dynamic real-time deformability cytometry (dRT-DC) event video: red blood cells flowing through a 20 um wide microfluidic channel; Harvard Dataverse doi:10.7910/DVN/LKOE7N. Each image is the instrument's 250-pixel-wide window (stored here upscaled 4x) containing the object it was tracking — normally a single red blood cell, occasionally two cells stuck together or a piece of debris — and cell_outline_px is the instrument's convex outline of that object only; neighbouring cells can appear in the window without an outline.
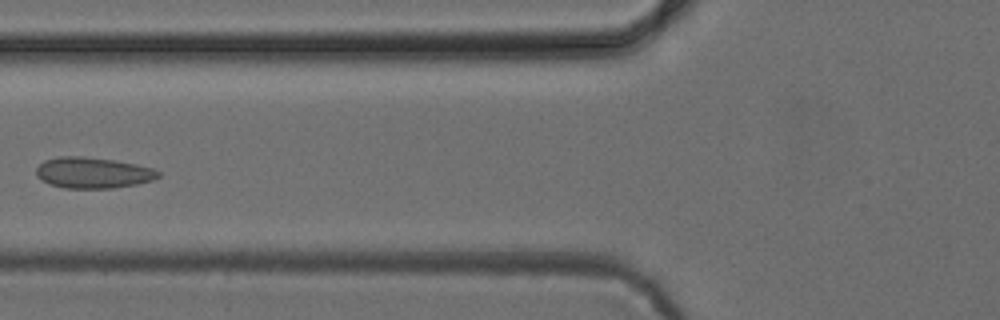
{"species": "common noctule bat (a hibernating species)", "species_latin": "Nyctalus noctula", "temperature_condition": "cold", "stored_images_in_passage": 2, "camera_frame_rate_fps": 3000, "um_per_image_px": 0.085, "animal": {"sex": "female", "body_mass_g": 24.6, "forearm_length_mm": 56.2}, "frame": {"image": 1, "passage_image": 2, "time_ms": 1.0, "image_size_px": [1000, 320], "cell_outline_px": [[160, 176], [152, 180], [136, 184], [112, 188], [64, 188], [48, 184], [40, 180], [36, 176], [36, 168], [44, 160], [60, 156], [80, 156], [112, 160], [136, 164], [152, 168], [160, 172]], "centroid_in_image_um": [7.86, 14.69], "position_along_channel_um": 117.9, "area_um2": 22.02}}